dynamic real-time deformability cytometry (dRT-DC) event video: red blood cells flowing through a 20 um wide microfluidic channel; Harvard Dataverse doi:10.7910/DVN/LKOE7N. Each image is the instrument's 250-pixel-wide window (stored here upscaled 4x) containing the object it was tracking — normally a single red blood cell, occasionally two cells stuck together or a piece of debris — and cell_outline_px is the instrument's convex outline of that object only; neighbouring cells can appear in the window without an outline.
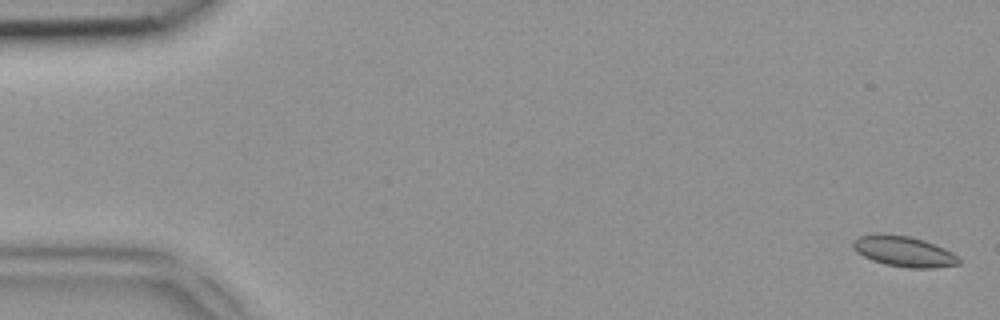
{"species": "common noctule bat (a hibernating species)", "species_latin": "Nyctalus noctula", "temperature_condition": "room temperature", "stored_images_in_passage": 47, "camera_frame_rate_fps": 3000, "um_per_image_px": 0.085, "animal": {"sex": "female", "body_mass_g": 18.4}, "frame": {"image": 1, "passage_image": 1, "time_ms": 0.0, "image_size_px": [1000, 320], "cell_outline_px": [[960, 264], [936, 268], [912, 268], [884, 264], [872, 260], [856, 252], [852, 248], [852, 240], [860, 236], [876, 232], [880, 232], [908, 236], [924, 240], [944, 248], [952, 252], [960, 260]], "centroid_in_image_um": [76.78, 21.35], "position_along_channel_um": 8.2, "area_um2": 19.07}}
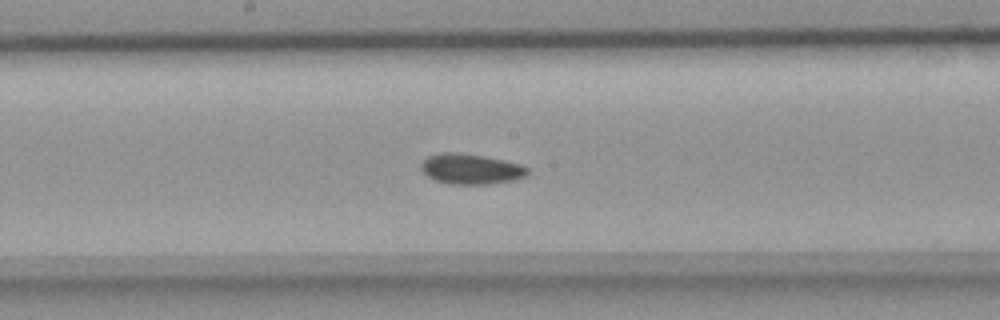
{"frame": {"image": 2, "passage_image": 25, "time_ms": 8.0, "image_size_px": [1000, 320], "cell_outline_px": [[528, 172], [524, 176], [512, 180], [488, 184], [448, 184], [436, 180], [428, 176], [420, 168], [420, 164], [428, 156], [440, 152], [460, 152], [484, 156], [520, 164], [528, 168]], "centroid_in_image_um": [39.98, 14.35], "position_along_channel_um": 208.2, "area_um2": 18.73}}
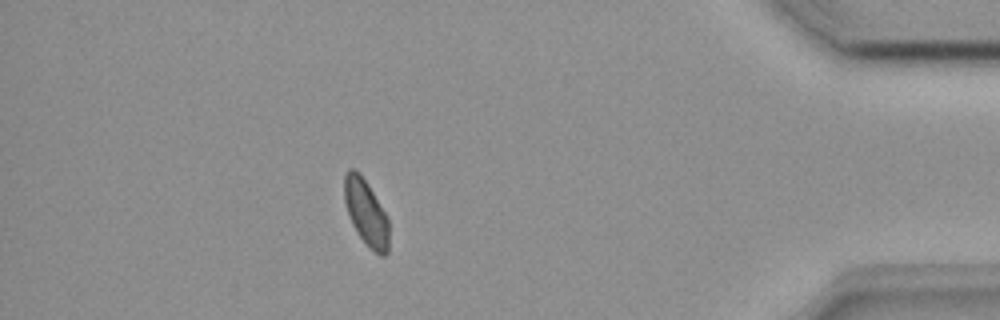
{"frame": {"image": 3, "passage_image": 42, "time_ms": 13.667, "image_size_px": [1000, 320], "cell_outline_px": [[388, 252], [384, 256], [380, 256], [356, 232], [352, 224], [344, 200], [344, 176], [348, 168], [356, 168], [360, 172], [388, 216]], "centroid_in_image_um": [31.11, 18.01], "position_along_channel_um": 404.1, "area_um2": 17.05}}